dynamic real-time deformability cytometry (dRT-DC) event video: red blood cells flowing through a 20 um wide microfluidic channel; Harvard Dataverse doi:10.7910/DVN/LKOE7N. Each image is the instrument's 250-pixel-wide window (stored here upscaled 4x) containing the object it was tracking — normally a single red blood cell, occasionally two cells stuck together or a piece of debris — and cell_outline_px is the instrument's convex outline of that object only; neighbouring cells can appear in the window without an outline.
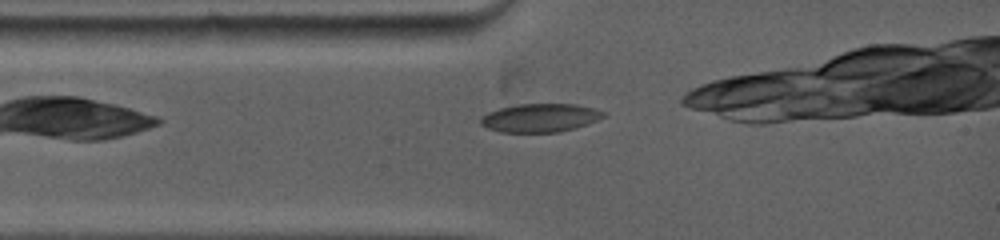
{"species": "common noctule bat (a hibernating species)", "species_latin": "Nyctalus noctula", "temperature_condition": "warm", "stored_images_in_passage": 3, "camera_frame_rate_fps": 5000, "um_per_image_px": 0.085, "animal": {"sex": "female", "body_mass_g": 19.0, "forearm_length_mm": 53.3}, "frame": {"image": 1, "passage_image": 1, "time_ms": 0.0, "image_size_px": [1000, 240], "cell_outline_px": [[608, 112], [604, 116], [588, 124], [560, 132], [500, 132], [488, 128], [480, 124], [480, 116], [488, 112], [500, 108], [516, 104], [576, 104], [596, 108]], "centroid_in_image_um": [45.92, 10.01], "position_along_channel_um": 39.1, "area_um2": 20.52}}